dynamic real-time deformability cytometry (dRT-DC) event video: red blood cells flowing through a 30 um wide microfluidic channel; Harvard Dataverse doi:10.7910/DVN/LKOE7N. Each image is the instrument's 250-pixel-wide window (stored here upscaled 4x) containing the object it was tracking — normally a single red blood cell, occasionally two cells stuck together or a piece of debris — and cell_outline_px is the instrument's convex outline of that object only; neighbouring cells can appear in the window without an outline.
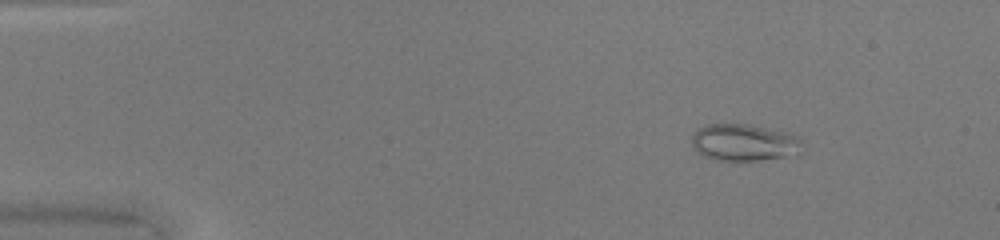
{"species": "common noctule bat (a hibernating species)", "species_latin": "Nyctalus noctula", "temperature_condition": "warm", "stored_images_in_passage": 49, "camera_frame_rate_fps": 3000, "um_per_image_px": 0.085, "animal": {"sex": "female", "body_mass_g": 20.0, "forearm_length_mm": 54.0}, "frame": {"image": 1, "passage_image": 7, "time_ms": 2.0, "image_size_px": [1000, 240], "cell_outline_px": [[800, 156], [760, 160], [716, 160], [704, 156], [696, 152], [692, 144], [692, 136], [696, 128], [708, 124], [748, 124], [796, 136], [800, 140]], "centroid_in_image_um": [63.22, 12.13], "position_along_channel_um": 21.8, "area_um2": 23.76}}
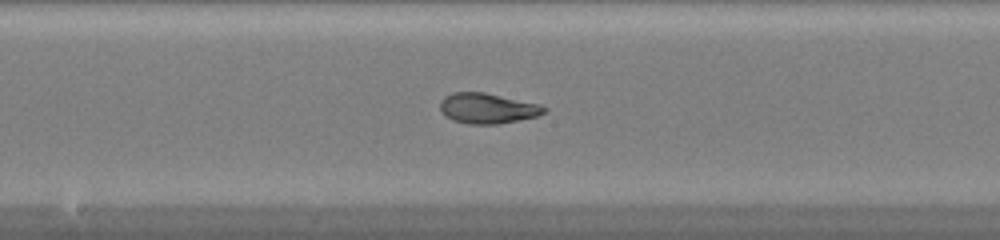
{"frame": {"image": 2, "passage_image": 27, "time_ms": 8.667, "image_size_px": [1000, 240], "cell_outline_px": [[548, 108], [540, 116], [496, 124], [468, 124], [452, 120], [444, 116], [440, 112], [440, 100], [444, 96], [452, 92], [484, 92], [540, 104]], "centroid_in_image_um": [41.41, 9.21], "position_along_channel_um": 206.8, "area_um2": 18.61}}
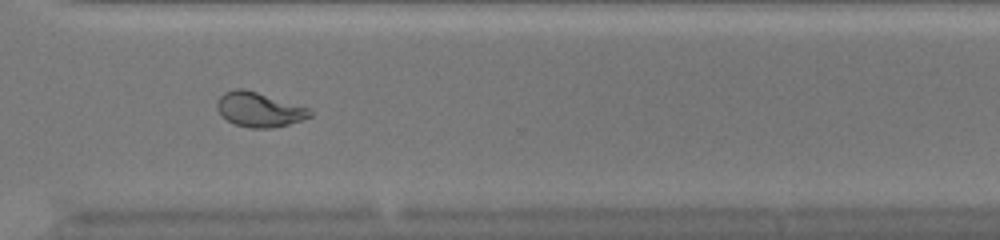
{"frame": {"image": 3, "passage_image": 37, "time_ms": 12.0, "image_size_px": [1000, 240], "cell_outline_px": [[312, 116], [288, 124], [272, 128], [248, 128], [236, 124], [220, 116], [216, 108], [216, 104], [220, 96], [224, 92], [236, 88], [244, 88], [308, 108], [312, 112]], "centroid_in_image_um": [21.98, 9.31], "position_along_channel_um": 348.6, "area_um2": 18.61}, "authors_computed_cell_mechanics": {"area_um2": 19.9988, "velocity_mm_per_s": 4.2521, "shape_relaxation_time_tau1_ms": 7.2994, "shape_relaxation_time_tau2_ms": 1.0626, "deformation_change_tau1": 0.2802, "deformation_change_tau2": 0.0481}}